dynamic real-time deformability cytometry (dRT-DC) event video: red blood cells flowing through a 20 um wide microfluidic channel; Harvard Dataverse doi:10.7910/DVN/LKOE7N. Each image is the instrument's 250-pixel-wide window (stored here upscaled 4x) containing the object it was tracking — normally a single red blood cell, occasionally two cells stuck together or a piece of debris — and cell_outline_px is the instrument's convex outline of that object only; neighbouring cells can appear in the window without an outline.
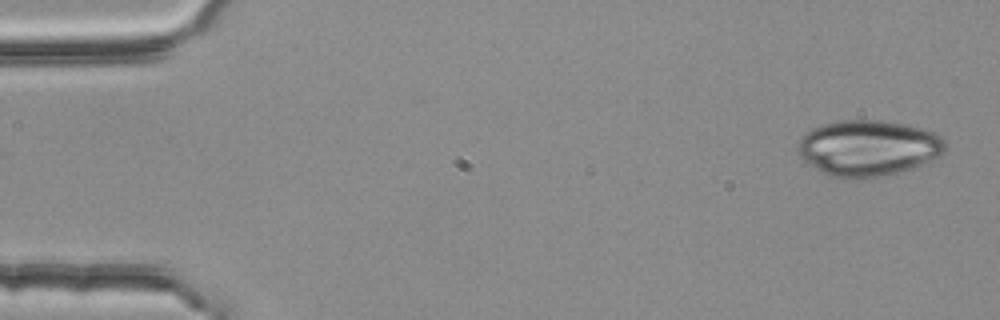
{"species": "common noctule bat (a hibernating species)", "species_latin": "Nyctalus noctula", "temperature_condition": "room temperature", "stored_images_in_passage": 4, "segment_of_instrument_passage": [2, 2], "camera_frame_rate_fps": 3000, "um_per_image_px": 0.085, "animal": {"sex": "female", "body_mass_g": 25.1}, "frame": {"image": 1, "passage_image": 4, "time_ms": 1.0, "image_size_px": [1000, 320], "cell_outline_px": [[944, 152], [940, 156], [912, 168], [884, 176], [856, 180], [828, 176], [820, 172], [804, 160], [800, 156], [796, 148], [800, 140], [812, 128], [824, 124], [840, 120], [876, 120], [904, 124], [924, 128], [940, 136], [944, 140]], "centroid_in_image_um": [73.78, 12.6], "position_along_channel_um": 11.2, "area_um2": 48.09}}